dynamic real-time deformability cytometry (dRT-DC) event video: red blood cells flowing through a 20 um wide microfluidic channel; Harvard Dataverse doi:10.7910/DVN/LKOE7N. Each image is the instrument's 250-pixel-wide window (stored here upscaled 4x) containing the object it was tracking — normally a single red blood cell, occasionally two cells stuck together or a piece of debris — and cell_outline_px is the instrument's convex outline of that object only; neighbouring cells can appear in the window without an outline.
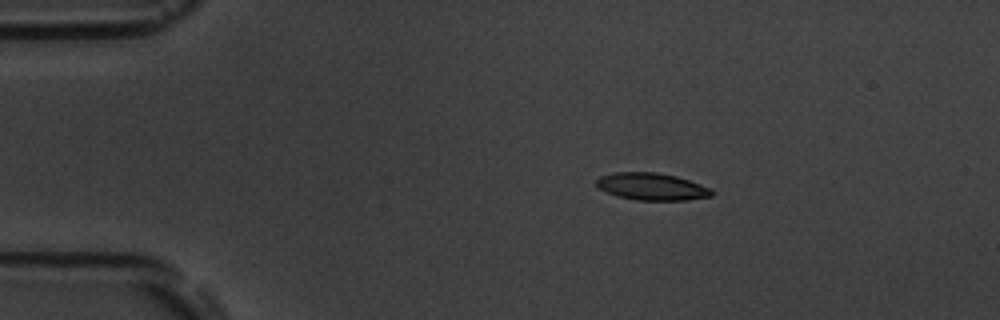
{"species": "common noctule bat (a hibernating species)", "species_latin": "Nyctalus noctula", "temperature_condition": "room temperature", "stored_images_in_passage": 8, "camera_frame_rate_fps": 3000, "um_per_image_px": 0.085, "animal": {"sex": "male", "body_mass_g": 19.5, "forearm_length_mm": 54.6}, "frame": {"image": 1, "passage_image": 3, "time_ms": 2.0, "image_size_px": [1000, 320], "cell_outline_px": [[712, 196], [684, 200], [636, 200], [616, 196], [596, 188], [596, 180], [600, 176], [616, 172], [656, 172], [676, 176], [712, 188]], "centroid_in_image_um": [55.36, 15.86], "position_along_channel_um": 29.6, "area_um2": 18.32}}
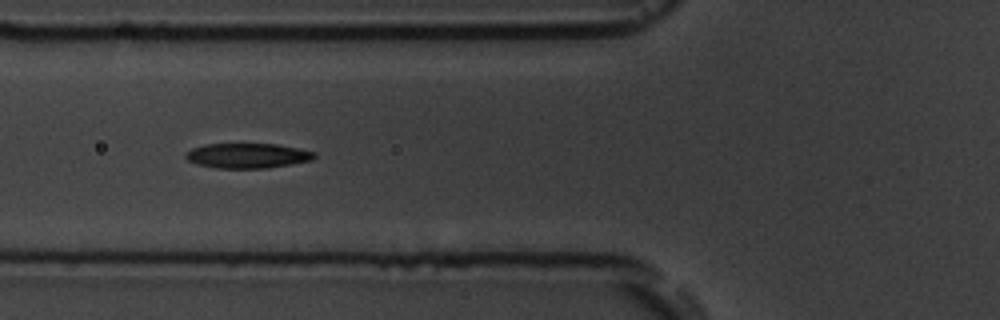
{"frame": {"image": 2, "passage_image": 6, "time_ms": 5.667, "image_size_px": [1000, 320], "cell_outline_px": [[316, 156], [312, 160], [268, 168], [216, 168], [196, 164], [188, 160], [184, 156], [184, 152], [192, 148], [204, 144], [276, 144], [316, 152]], "centroid_in_image_um": [21.0, 13.23], "position_along_channel_um": 104.8, "area_um2": 18.73}}
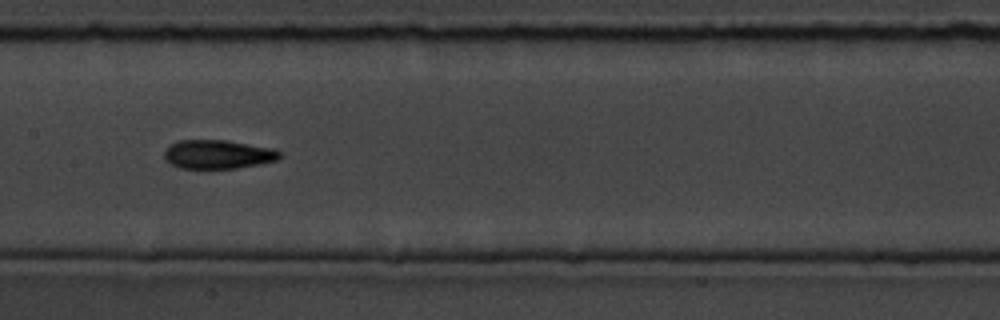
{"frame": {"image": 3, "passage_image": 8, "time_ms": 8.0, "image_size_px": [1000, 320], "cell_outline_px": [[280, 156], [276, 160], [260, 164], [236, 168], [180, 168], [164, 160], [164, 152], [176, 140], [228, 140], [276, 148], [280, 152]], "centroid_in_image_um": [18.54, 13.11], "position_along_channel_um": 188.9, "area_um2": 19.48}}